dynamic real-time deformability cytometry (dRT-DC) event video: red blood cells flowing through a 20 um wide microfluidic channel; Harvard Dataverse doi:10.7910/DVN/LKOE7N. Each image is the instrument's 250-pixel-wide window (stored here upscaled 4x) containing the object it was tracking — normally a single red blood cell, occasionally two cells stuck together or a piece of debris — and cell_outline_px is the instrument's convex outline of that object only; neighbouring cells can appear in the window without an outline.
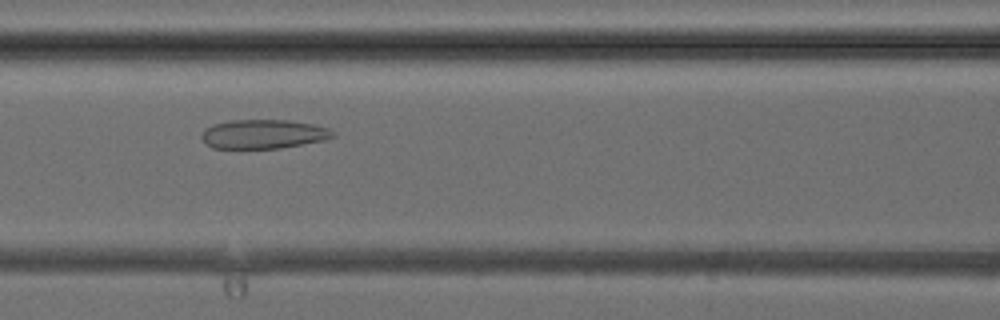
{"species": "common noctule bat (a hibernating species)", "species_latin": "Nyctalus noctula", "temperature_condition": "cold", "stored_images_in_passage": 7, "camera_frame_rate_fps": 3000, "um_per_image_px": 0.085, "animal": {"sex": "female", "body_mass_g": 24.6, "forearm_length_mm": 56.2}, "frame": {"image": 1, "passage_image": 6, "time_ms": 7.667, "image_size_px": [1000, 320], "cell_outline_px": [[336, 136], [324, 140], [280, 148], [212, 148], [204, 144], [200, 136], [204, 128], [212, 124], [232, 120], [288, 120], [312, 124], [328, 128], [336, 132]], "centroid_in_image_um": [22.35, 11.4], "position_along_channel_um": 144.2, "area_um2": 22.43}}
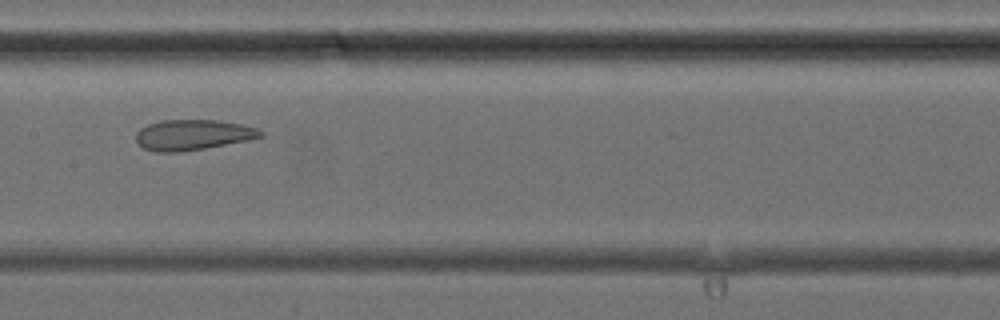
{"frame": {"image": 2, "passage_image": 7, "time_ms": 8.667, "image_size_px": [1000, 320], "cell_outline_px": [[264, 136], [248, 140], [204, 148], [180, 152], [156, 152], [144, 148], [136, 140], [136, 132], [140, 128], [148, 124], [160, 120], [216, 120], [240, 124], [256, 128], [264, 132]], "centroid_in_image_um": [16.37, 11.46], "position_along_channel_um": 191.0, "area_um2": 22.02}}